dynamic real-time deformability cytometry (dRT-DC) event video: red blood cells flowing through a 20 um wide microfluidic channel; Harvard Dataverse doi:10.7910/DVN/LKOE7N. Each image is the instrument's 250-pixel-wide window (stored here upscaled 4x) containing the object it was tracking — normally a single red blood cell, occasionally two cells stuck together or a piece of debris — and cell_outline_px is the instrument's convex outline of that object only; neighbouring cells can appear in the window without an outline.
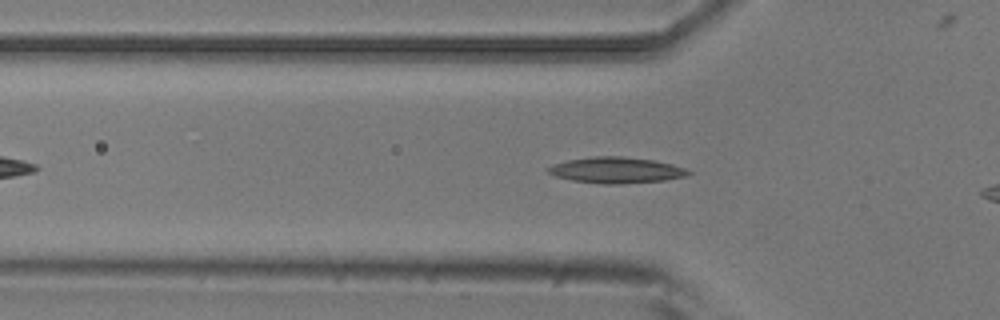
{"species": "common noctule bat (a hibernating species)", "species_latin": "Nyctalus noctula", "temperature_condition": "room temperature", "stored_images_in_passage": 13, "camera_frame_rate_fps": 3000, "um_per_image_px": 0.085, "animal": {"sex": "male", "body_mass_g": 20.5, "forearm_length_mm": 52.5}, "frame": {"image": 1, "passage_image": 10, "time_ms": 3.0, "image_size_px": [1000, 320], "cell_outline_px": [[692, 172], [688, 176], [664, 180], [620, 184], [604, 184], [572, 180], [556, 176], [548, 172], [548, 168], [552, 164], [568, 160], [592, 156], [624, 156], [656, 160], [672, 164], [684, 168]], "centroid_in_image_um": [52.41, 14.45], "position_along_channel_um": 73.4, "area_um2": 21.27}}